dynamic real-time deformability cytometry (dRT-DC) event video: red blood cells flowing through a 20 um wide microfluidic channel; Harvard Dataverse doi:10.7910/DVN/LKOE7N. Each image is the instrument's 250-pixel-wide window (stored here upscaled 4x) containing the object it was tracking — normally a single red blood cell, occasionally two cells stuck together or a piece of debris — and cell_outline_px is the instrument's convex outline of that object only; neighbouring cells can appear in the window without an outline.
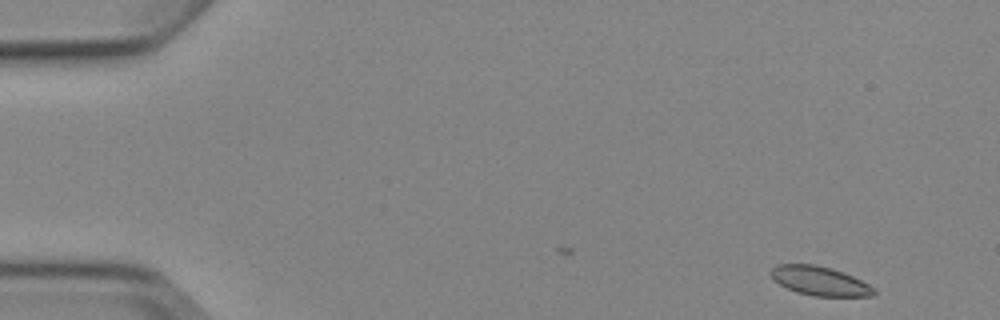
{"species": "Egyptian fruit bat (a non-hibernating species)", "species_latin": "Rousettus aegyptiacus", "temperature_condition": "cold", "stored_images_in_passage": 6, "camera_frame_rate_fps": 3000, "um_per_image_px": 0.085, "animal": {"sex": "female"}, "frame": {"image": 1, "passage_image": 1, "time_ms": 0.0, "image_size_px": [1000, 320], "cell_outline_px": [[876, 292], [872, 296], [812, 296], [796, 292], [780, 284], [768, 272], [776, 264], [816, 264], [832, 268], [844, 272], [868, 284]], "centroid_in_image_um": [69.66, 23.87], "position_along_channel_um": 15.3, "area_um2": 17.4}}
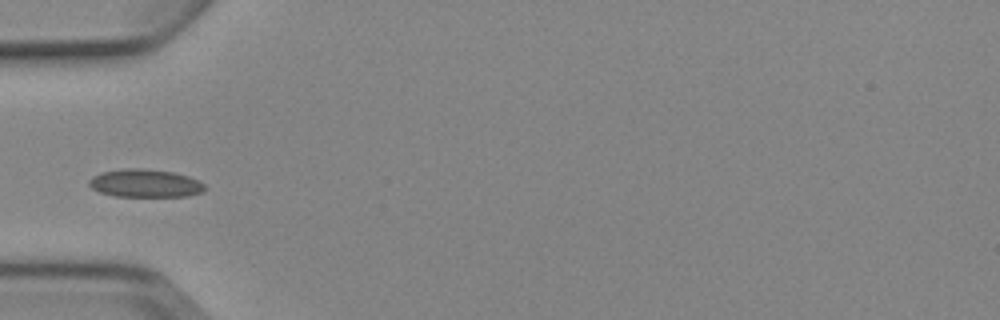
{"frame": {"image": 2, "passage_image": 5, "time_ms": 4.667, "image_size_px": [1000, 320], "cell_outline_px": [[208, 188], [204, 192], [188, 196], [116, 196], [100, 192], [92, 188], [88, 184], [88, 180], [92, 176], [100, 172], [124, 168], [144, 168], [172, 172], [188, 176], [200, 180]], "centroid_in_image_um": [12.36, 15.57], "position_along_channel_um": 72.6, "area_um2": 19.13}}
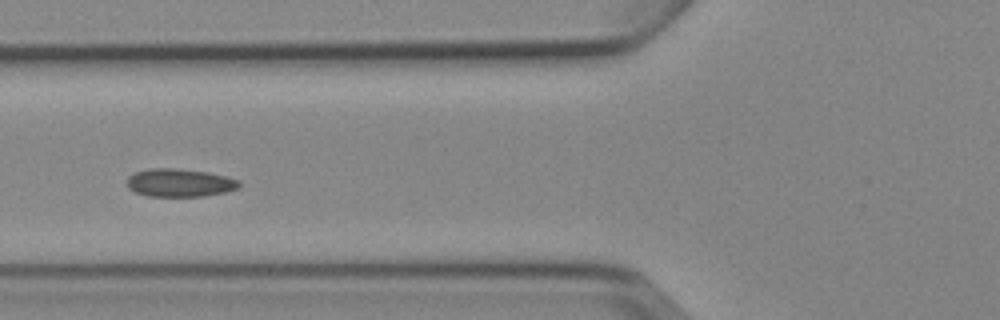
{"frame": {"image": 3, "passage_image": 6, "time_ms": 5.667, "image_size_px": [1000, 320], "cell_outline_px": [[240, 188], [224, 192], [200, 196], [148, 196], [136, 192], [128, 188], [128, 176], [136, 172], [148, 168], [176, 168], [208, 172], [228, 176], [240, 180]], "centroid_in_image_um": [15.3, 15.52], "position_along_channel_um": 110.5, "area_um2": 18.38}}